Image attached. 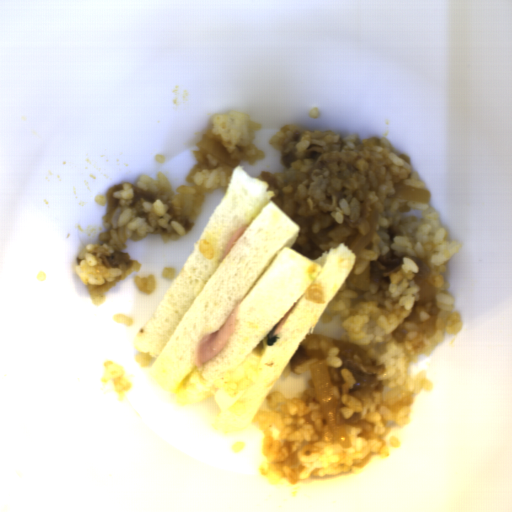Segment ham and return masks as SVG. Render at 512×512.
<instances>
[{"label": "ham", "instance_id": "obj_3", "mask_svg": "<svg viewBox=\"0 0 512 512\" xmlns=\"http://www.w3.org/2000/svg\"><path fill=\"white\" fill-rule=\"evenodd\" d=\"M297 305V302L294 303L291 308L286 312V314L280 319V321L276 324L272 334H273V337H276L281 329V327L283 326V324L286 322V320L289 318V316L291 315L292 311L294 310V308L296 307Z\"/></svg>", "mask_w": 512, "mask_h": 512}, {"label": "ham", "instance_id": "obj_1", "mask_svg": "<svg viewBox=\"0 0 512 512\" xmlns=\"http://www.w3.org/2000/svg\"><path fill=\"white\" fill-rule=\"evenodd\" d=\"M240 305L237 303L222 325L199 342L195 357V365L198 368L216 357L225 347L235 329Z\"/></svg>", "mask_w": 512, "mask_h": 512}, {"label": "ham", "instance_id": "obj_2", "mask_svg": "<svg viewBox=\"0 0 512 512\" xmlns=\"http://www.w3.org/2000/svg\"><path fill=\"white\" fill-rule=\"evenodd\" d=\"M250 225V224H249ZM249 225H243L239 227L236 232L231 236L229 241L226 243L223 254H222V260L228 255V253L231 251V249L234 247L240 236L243 234V232L246 230V228Z\"/></svg>", "mask_w": 512, "mask_h": 512}]
</instances>
